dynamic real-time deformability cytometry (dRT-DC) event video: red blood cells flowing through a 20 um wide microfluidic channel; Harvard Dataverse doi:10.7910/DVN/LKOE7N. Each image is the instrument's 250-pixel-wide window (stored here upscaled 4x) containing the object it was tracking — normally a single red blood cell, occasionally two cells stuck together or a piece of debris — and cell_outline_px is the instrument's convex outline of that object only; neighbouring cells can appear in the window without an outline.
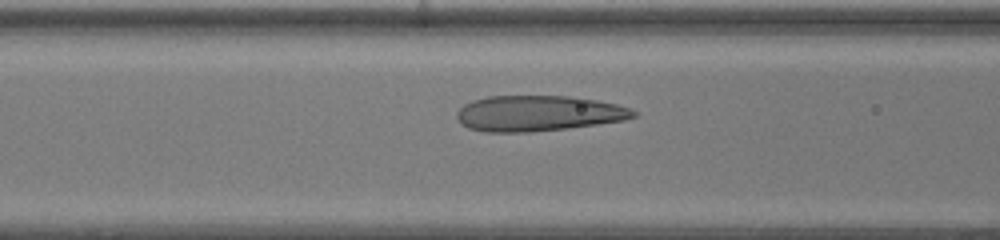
{"species": "human", "species_latin": "Homo sapiens", "temperature_condition": "warm", "stored_images_in_passage": 42, "camera_frame_rate_fps": 3000, "um_per_image_px": 0.085, "donor": {"sex": "female"}, "frame": {"image": 1, "passage_image": 14, "time_ms": 4.333, "image_size_px": [1000, 240], "cell_outline_px": [[636, 116], [624, 120], [568, 128], [532, 132], [484, 132], [468, 128], [460, 124], [456, 116], [456, 112], [464, 104], [472, 100], [488, 96], [568, 96], [596, 100], [616, 104], [632, 108], [636, 112]], "centroid_in_image_um": [45.71, 9.64], "position_along_channel_um": 120.9, "area_um2": 36.82}}
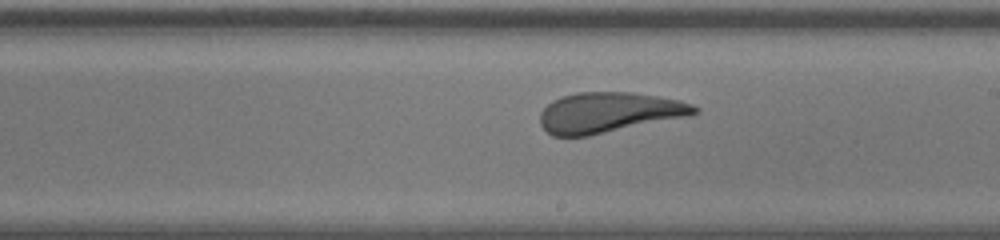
{"frame": {"image": 2, "passage_image": 22, "time_ms": 7.0, "image_size_px": [1000, 240], "cell_outline_px": [[700, 112], [692, 116], [588, 136], [552, 136], [540, 124], [540, 112], [552, 100], [560, 96], [576, 92], [632, 92], [680, 100], [692, 104], [700, 108]], "centroid_in_image_um": [51.79, 9.56], "position_along_channel_um": 237.2, "area_um2": 36.7}}
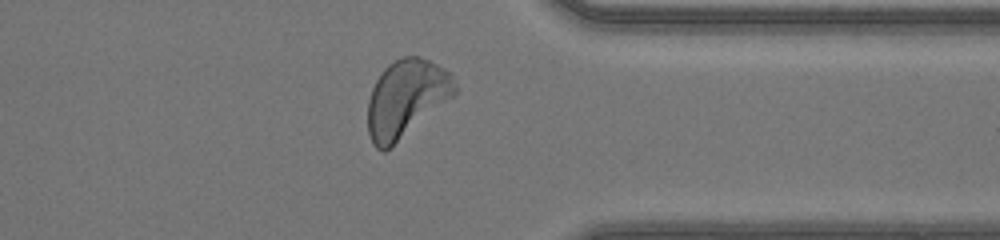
{"frame": {"image": 3, "passage_image": 32, "time_ms": 10.333, "image_size_px": [1000, 240], "cell_outline_px": [[456, 96], [384, 152], [380, 152], [372, 144], [368, 132], [368, 100], [372, 88], [376, 80], [384, 68], [388, 64], [404, 56], [420, 56], [444, 68], [452, 76], [456, 84]], "centroid_in_image_um": [34.53, 8.38], "position_along_channel_um": 376.9, "area_um2": 39.48}, "authors_computed_cell_mechanics": {"area_um2": 37.3966, "velocity_mm_per_s": 4.3898, "shape_relaxation_time_tau1_ms": 7.0162, "shape_relaxation_time_tau2_ms": 1.0195, "deformation_change_tau1": 0.2084, "deformation_change_tau2": 0.1001}}